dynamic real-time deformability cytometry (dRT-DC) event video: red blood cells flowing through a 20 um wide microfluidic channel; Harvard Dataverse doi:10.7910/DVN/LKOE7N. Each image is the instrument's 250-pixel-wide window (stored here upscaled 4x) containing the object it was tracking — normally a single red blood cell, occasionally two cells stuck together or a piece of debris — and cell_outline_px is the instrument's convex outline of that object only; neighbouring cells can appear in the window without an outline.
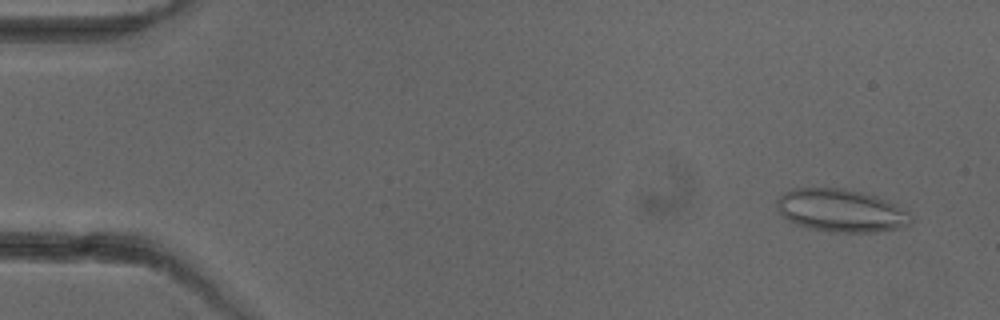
{"species": "common noctule bat (a hibernating species)", "species_latin": "Nyctalus noctula", "temperature_condition": "cold", "stored_images_in_passage": 6, "camera_frame_rate_fps": 3000, "um_per_image_px": 0.085, "animal": {"sex": "female"}, "frame": {"image": 1, "passage_image": 1, "time_ms": 0.0, "image_size_px": [1000, 320], "cell_outline_px": [[912, 224], [908, 228], [876, 232], [828, 232], [796, 224], [788, 220], [776, 208], [776, 200], [784, 192], [792, 188], [844, 188], [876, 196], [896, 204], [908, 212], [912, 216]], "centroid_in_image_um": [71.53, 17.91], "position_along_channel_um": 13.5, "area_um2": 33.81}}
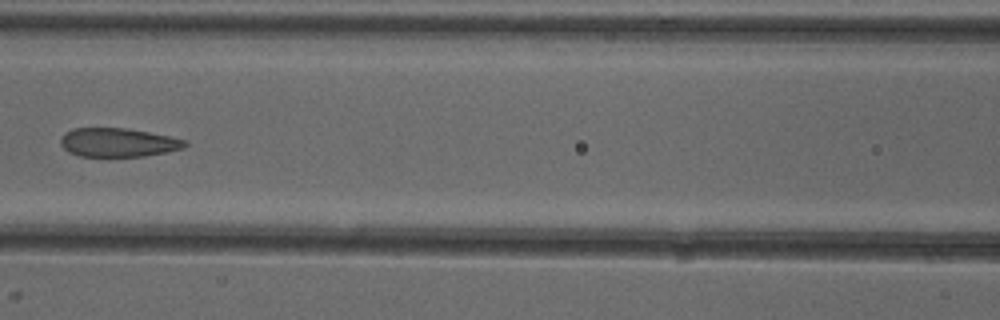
{"frame": {"image": 2, "passage_image": 6, "time_ms": 6.667, "image_size_px": [1000, 320], "cell_outline_px": [[188, 144], [184, 148], [168, 152], [144, 156], [80, 156], [68, 152], [60, 144], [60, 140], [64, 132], [72, 128], [124, 128], [148, 132], [188, 140]], "centroid_in_image_um": [10.04, 12.11], "position_along_channel_um": 156.6, "area_um2": 20.92}}